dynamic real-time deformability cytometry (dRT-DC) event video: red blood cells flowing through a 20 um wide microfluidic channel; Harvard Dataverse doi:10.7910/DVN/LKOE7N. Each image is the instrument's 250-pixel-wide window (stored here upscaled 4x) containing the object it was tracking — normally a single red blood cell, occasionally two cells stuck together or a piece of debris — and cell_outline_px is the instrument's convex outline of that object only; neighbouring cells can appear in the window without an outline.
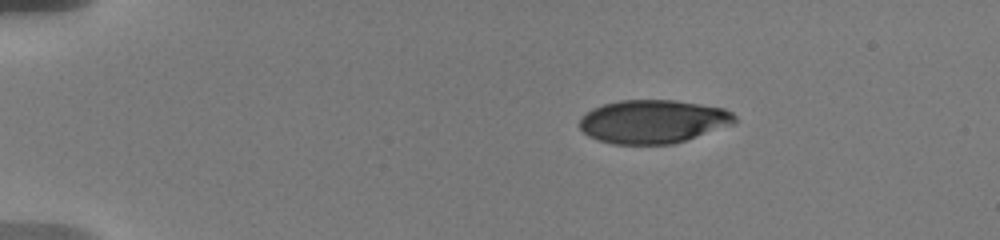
{"species": "human", "species_latin": "Homo sapiens", "temperature_condition": "warm", "stored_images_in_passage": 35, "camera_frame_rate_fps": 3000, "um_per_image_px": 0.085, "donor": {"sex": "male"}, "frame": {"image": 1, "passage_image": 1, "time_ms": 0.0, "image_size_px": [1000, 240], "cell_outline_px": [[736, 124], [672, 144], [612, 144], [588, 136], [580, 128], [580, 120], [592, 108], [604, 104], [620, 100], [676, 100], [724, 108], [732, 112], [736, 116]], "centroid_in_image_um": [55.55, 10.33], "position_along_channel_um": 29.5, "area_um2": 39.25}}
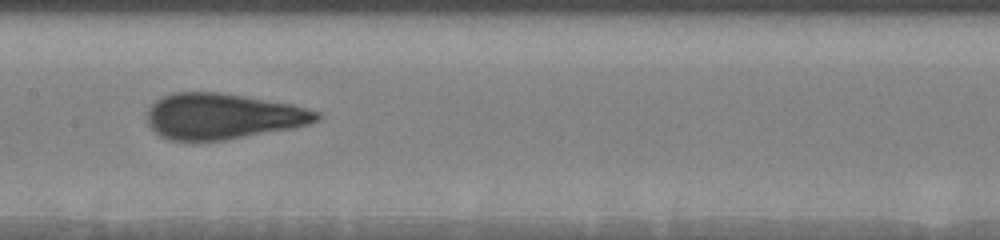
{"frame": {"image": 2, "passage_image": 15, "time_ms": 6.667, "image_size_px": [1000, 240], "cell_outline_px": [[320, 120], [296, 128], [224, 140], [168, 140], [160, 136], [148, 124], [148, 108], [160, 96], [172, 92], [220, 92], [292, 104], [320, 112]], "centroid_in_image_um": [18.94, 9.88], "position_along_channel_um": 188.5, "area_um2": 45.37}}
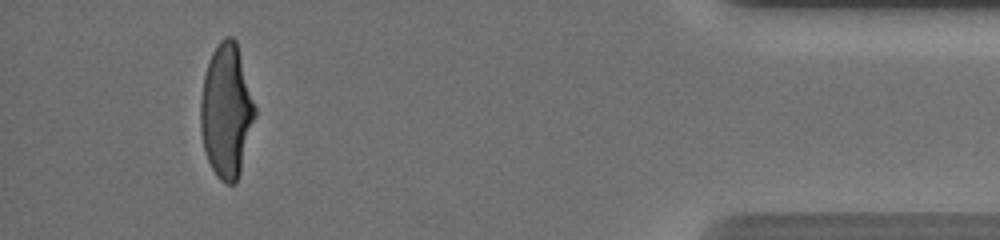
{"frame": {"image": 3, "passage_image": 33, "time_ms": 14.333, "image_size_px": [1000, 240], "cell_outline_px": [[256, 116], [240, 172], [236, 180], [232, 184], [224, 184], [216, 176], [208, 160], [204, 148], [200, 132], [200, 104], [204, 76], [208, 60], [212, 52], [220, 40], [224, 36], [232, 36], [236, 40], [256, 108]], "centroid_in_image_um": [19.24, 9.42], "position_along_channel_um": 416.0, "area_um2": 42.43}, "authors_computed_cell_mechanics": {"area_um2": 43.8124, "velocity_mm_per_s": 3.6205, "shape_relaxation_time_tau1_ms": 5.4034, "shape_relaxation_time_tau2_ms": 0.7282, "deformation_change_tau1": 0.2438, "deformation_change_tau2": 0.0902}}